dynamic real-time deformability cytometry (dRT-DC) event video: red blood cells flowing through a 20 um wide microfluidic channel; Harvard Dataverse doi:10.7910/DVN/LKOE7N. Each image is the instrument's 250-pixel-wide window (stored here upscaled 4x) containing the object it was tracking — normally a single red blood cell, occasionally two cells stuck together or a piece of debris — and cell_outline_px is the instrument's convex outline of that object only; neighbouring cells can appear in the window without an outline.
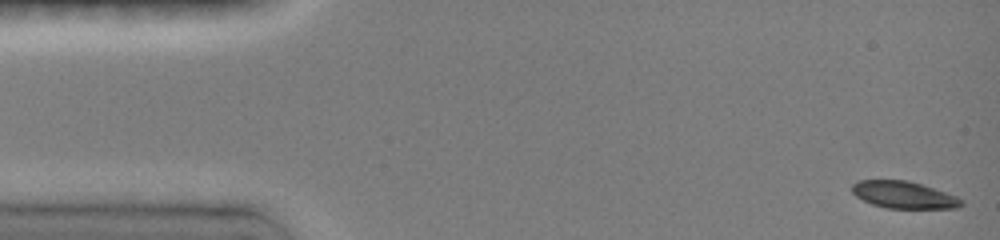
{"species": "common noctule bat (a hibernating species)", "species_latin": "Nyctalus noctula", "temperature_condition": "room temperature", "stored_images_in_passage": 40, "camera_frame_rate_fps": 3000, "um_per_image_px": 0.085, "animal": {"sex": "female", "body_mass_g": 19.0, "forearm_length_mm": 51.5}, "frame": {"image": 1, "passage_image": 1, "time_ms": 0.0, "image_size_px": [1000, 240], "cell_outline_px": [[964, 204], [960, 208], [884, 208], [872, 204], [856, 196], [852, 192], [852, 184], [860, 180], [908, 180], [956, 196], [964, 200]], "centroid_in_image_um": [76.83, 16.57], "position_along_channel_um": 8.2, "area_um2": 17.17}}
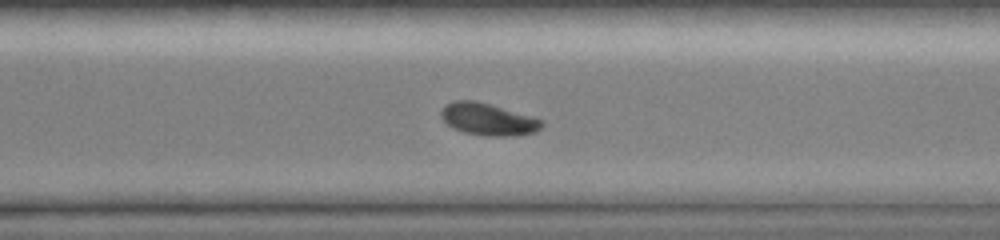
{"frame": {"image": 2, "passage_image": 28, "time_ms": 9.0, "image_size_px": [1000, 240], "cell_outline_px": [[544, 124], [536, 132], [512, 136], [488, 136], [464, 132], [452, 128], [440, 116], [440, 112], [448, 104], [456, 100], [476, 100], [544, 120]], "centroid_in_image_um": [41.5, 10.15], "position_along_channel_um": 329.1, "area_um2": 18.67}}
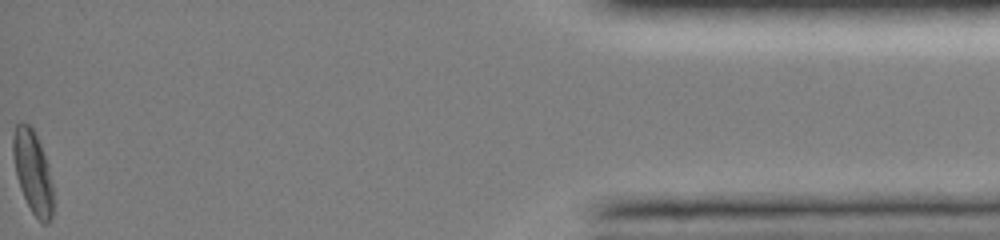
{"frame": {"image": 3, "passage_image": 40, "time_ms": 13.0, "image_size_px": [1000, 240], "cell_outline_px": [[52, 216], [48, 224], [44, 224], [32, 212], [20, 188], [16, 176], [12, 156], [12, 136], [16, 124], [20, 120], [28, 124], [32, 128], [40, 144], [48, 168], [52, 184]], "centroid_in_image_um": [2.74, 14.58], "position_along_channel_um": 432.5, "area_um2": 19.19}, "authors_computed_cell_mechanics": {"area_um2": 18.8428, "velocity_mm_per_s": 4.0262, "shape_relaxation_time_tau1_ms": 2.2728, "shape_relaxation_time_tau2_ms": null, "deformation_change_tau1": 0.1283, "deformation_change_tau2": null}}